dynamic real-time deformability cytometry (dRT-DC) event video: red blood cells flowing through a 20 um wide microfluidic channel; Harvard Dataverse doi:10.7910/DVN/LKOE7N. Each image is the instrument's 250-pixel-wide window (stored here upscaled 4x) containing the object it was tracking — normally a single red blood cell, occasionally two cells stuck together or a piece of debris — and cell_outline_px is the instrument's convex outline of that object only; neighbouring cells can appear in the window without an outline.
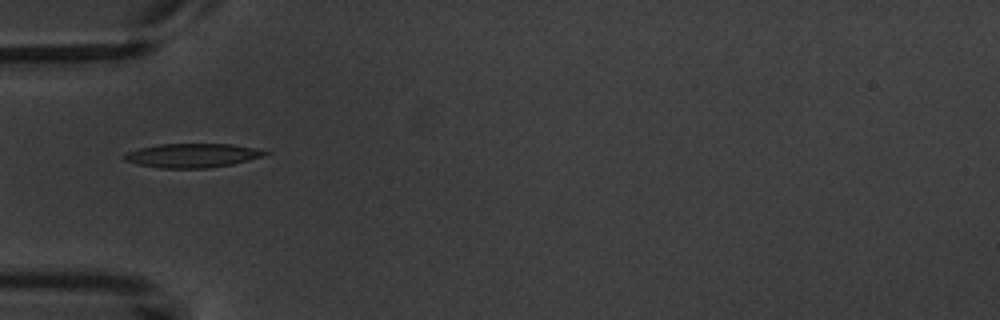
{"species": "common noctule bat (a hibernating species)", "species_latin": "Nyctalus noctula", "temperature_condition": "warm", "stored_images_in_passage": 6, "camera_frame_rate_fps": 3000, "um_per_image_px": 0.085, "animal": {"sex": "male", "body_mass_g": 20.1, "forearm_length_mm": 53.5}, "frame": {"image": 1, "passage_image": 1, "time_ms": 0.0, "image_size_px": [1000, 320], "cell_outline_px": [[272, 152], [268, 156], [232, 164], [208, 168], [160, 168], [136, 164], [124, 160], [120, 156], [128, 152], [140, 148], [160, 144], [232, 144], [256, 148]], "centroid_in_image_um": [16.4, 13.22], "position_along_channel_um": 68.6, "area_um2": 19.94}}
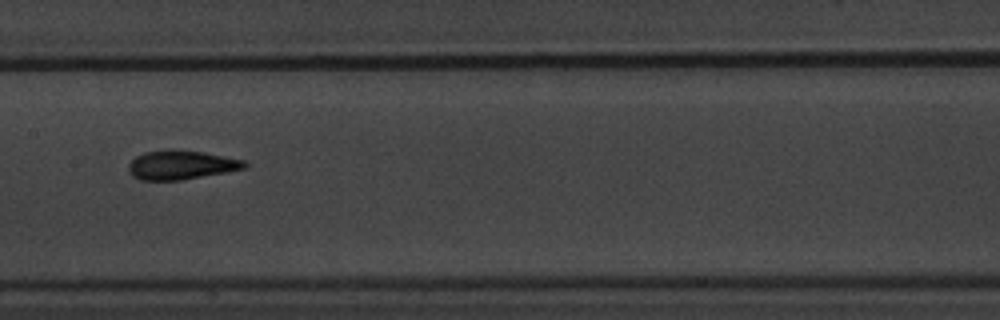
{"frame": {"image": 2, "passage_image": 4, "time_ms": 3.333, "image_size_px": [1000, 320], "cell_outline_px": [[248, 168], [180, 180], [140, 180], [132, 176], [128, 168], [128, 164], [136, 156], [144, 152], [168, 148], [204, 152], [244, 160], [248, 164]], "centroid_in_image_um": [15.39, 14.0], "position_along_channel_um": 192.0, "area_um2": 19.83}}
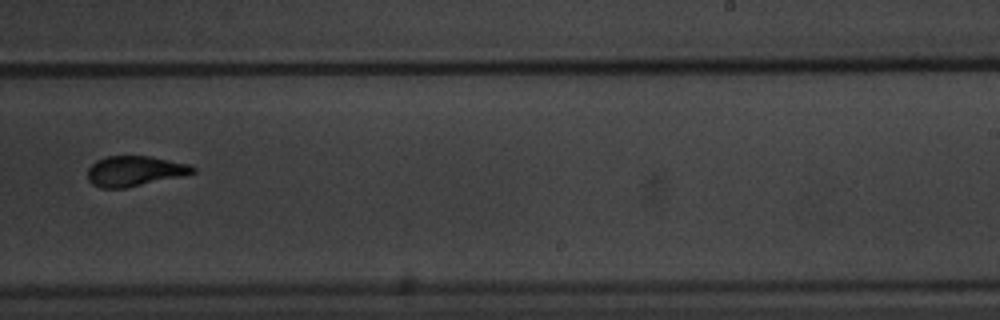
{"frame": {"image": 3, "passage_image": 6, "time_ms": 5.667, "image_size_px": [1000, 320], "cell_outline_px": [[196, 172], [180, 176], [124, 188], [100, 188], [92, 184], [88, 180], [88, 168], [96, 160], [104, 156], [148, 156], [188, 164], [196, 168]], "centroid_in_image_um": [11.39, 14.53], "position_along_channel_um": 277.6, "area_um2": 18.32}}